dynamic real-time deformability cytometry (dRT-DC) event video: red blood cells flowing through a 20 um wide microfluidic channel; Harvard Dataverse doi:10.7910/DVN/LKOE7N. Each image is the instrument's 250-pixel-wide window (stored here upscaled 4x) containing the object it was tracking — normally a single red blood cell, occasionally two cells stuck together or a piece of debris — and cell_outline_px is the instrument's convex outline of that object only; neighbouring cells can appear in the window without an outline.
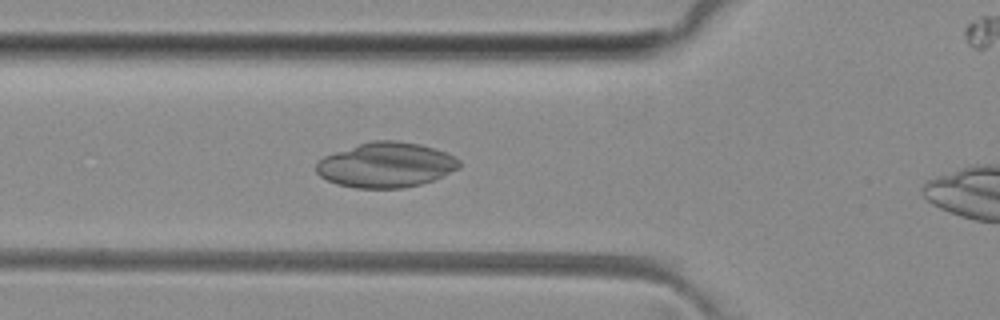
{"species": "common noctule bat (a hibernating species)", "species_latin": "Nyctalus noctula", "temperature_condition": "room temperature", "stored_images_in_passage": 37, "camera_frame_rate_fps": 3000, "um_per_image_px": 0.085, "animal": {"sex": "female", "body_mass_g": 29.2, "forearm_length_mm": 56.3}, "frame": {"image": 1, "passage_image": 11, "time_ms": 3.333, "image_size_px": [1000, 320], "cell_outline_px": [[460, 168], [432, 180], [420, 184], [404, 188], [356, 188], [336, 184], [320, 176], [316, 172], [316, 164], [324, 156], [372, 140], [396, 140], [420, 144], [444, 152], [460, 160]], "centroid_in_image_um": [32.8, 14.03], "position_along_channel_um": 93.0, "area_um2": 37.22}}
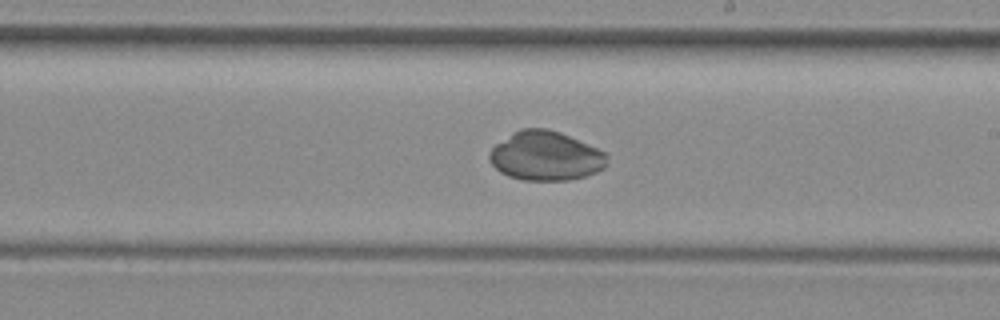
{"frame": {"image": 2, "passage_image": 22, "time_ms": 7.0, "image_size_px": [1000, 320], "cell_outline_px": [[608, 164], [604, 168], [596, 172], [584, 176], [568, 180], [524, 180], [508, 176], [500, 172], [492, 164], [488, 156], [488, 152], [496, 144], [512, 132], [520, 128], [548, 128], [560, 132], [608, 152]], "centroid_in_image_um": [46.4, 13.24], "position_along_channel_um": 242.6, "area_um2": 34.04}}
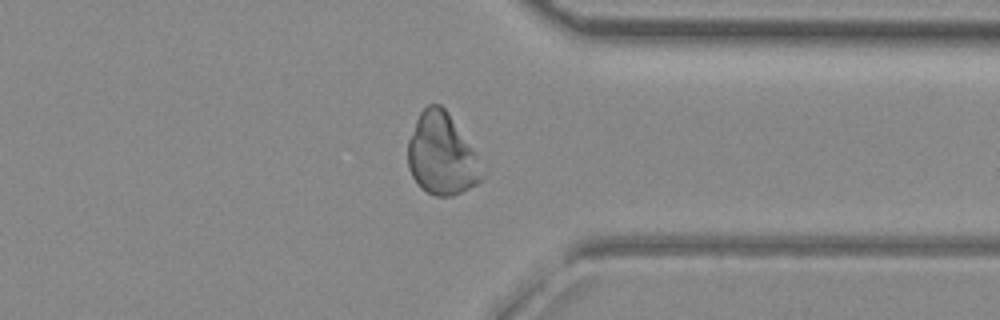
{"frame": {"image": 3, "passage_image": 32, "time_ms": 10.333, "image_size_px": [1000, 320], "cell_outline_px": [[484, 176], [476, 184], [452, 196], [436, 196], [420, 188], [412, 176], [408, 168], [408, 140], [416, 120], [420, 112], [428, 104], [440, 104], [448, 112], [472, 148], [476, 156]], "centroid_in_image_um": [37.51, 13.12], "position_along_channel_um": 373.9, "area_um2": 34.8}}